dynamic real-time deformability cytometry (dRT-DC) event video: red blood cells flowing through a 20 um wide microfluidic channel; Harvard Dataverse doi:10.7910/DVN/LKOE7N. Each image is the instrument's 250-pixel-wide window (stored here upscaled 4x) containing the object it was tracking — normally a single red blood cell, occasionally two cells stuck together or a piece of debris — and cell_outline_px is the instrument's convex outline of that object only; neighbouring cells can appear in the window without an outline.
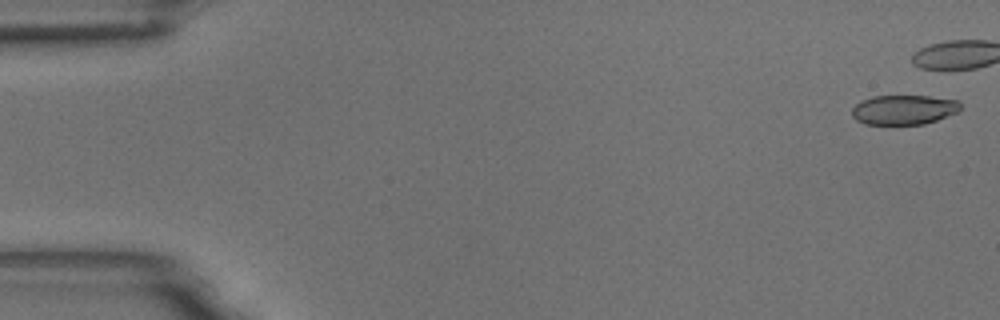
{"species": "common noctule bat (a hibernating species)", "species_latin": "Nyctalus noctula", "temperature_condition": "room temperature", "stored_images_in_passage": 10, "camera_frame_rate_fps": 3000, "um_per_image_px": 0.085, "animal": {"sex": "male", "body_mass_g": 18.8}, "frame": {"image": 1, "passage_image": 1, "time_ms": 0.0, "image_size_px": [1000, 320], "cell_outline_px": [[960, 112], [924, 124], [864, 124], [856, 120], [852, 116], [852, 108], [860, 100], [872, 96], [928, 96], [960, 100]], "centroid_in_image_um": [76.83, 9.32], "position_along_channel_um": 8.2, "area_um2": 18.9}}